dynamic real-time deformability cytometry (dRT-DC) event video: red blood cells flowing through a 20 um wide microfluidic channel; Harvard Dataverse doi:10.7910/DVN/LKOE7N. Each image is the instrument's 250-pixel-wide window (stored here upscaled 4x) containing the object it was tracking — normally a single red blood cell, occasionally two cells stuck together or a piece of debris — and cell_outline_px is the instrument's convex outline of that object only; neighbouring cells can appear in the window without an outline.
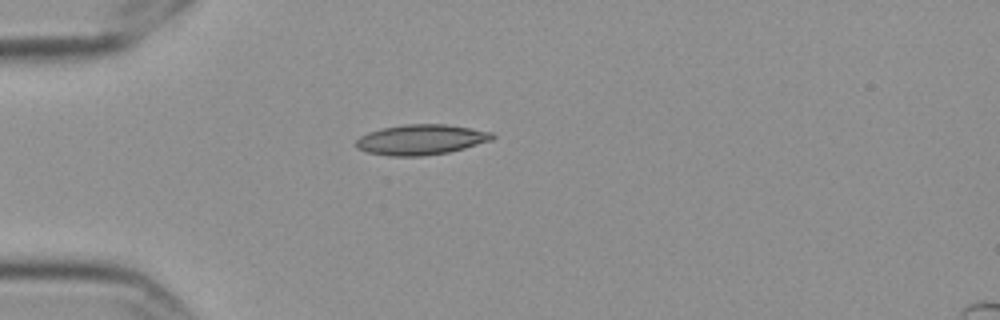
{"species": "Egyptian fruit bat (a non-hibernating species)", "species_latin": "Rousettus aegyptiacus", "temperature_condition": "cold", "stored_images_in_passage": 42, "camera_frame_rate_fps": 3000, "um_per_image_px": 0.085, "frame": {"image": 1, "passage_image": 1, "time_ms": 0.0, "image_size_px": [1000, 320], "cell_outline_px": [[496, 136], [492, 140], [464, 148], [448, 152], [420, 156], [388, 156], [368, 152], [356, 148], [356, 140], [360, 136], [368, 132], [380, 128], [404, 124], [444, 124], [472, 128], [492, 132]], "centroid_in_image_um": [35.77, 11.86], "position_along_channel_um": 49.2, "area_um2": 24.1}}
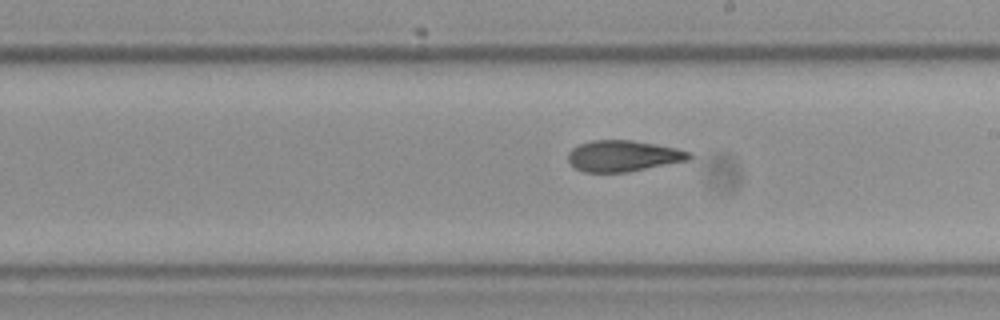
{"frame": {"image": 2, "passage_image": 18, "time_ms": 5.667, "image_size_px": [1000, 320], "cell_outline_px": [[692, 156], [688, 160], [628, 172], [584, 172], [576, 168], [568, 160], [568, 152], [572, 148], [580, 144], [592, 140], [632, 140], [656, 144], [676, 148], [692, 152]], "centroid_in_image_um": [52.98, 13.25], "position_along_channel_um": 236.0, "area_um2": 21.91}}
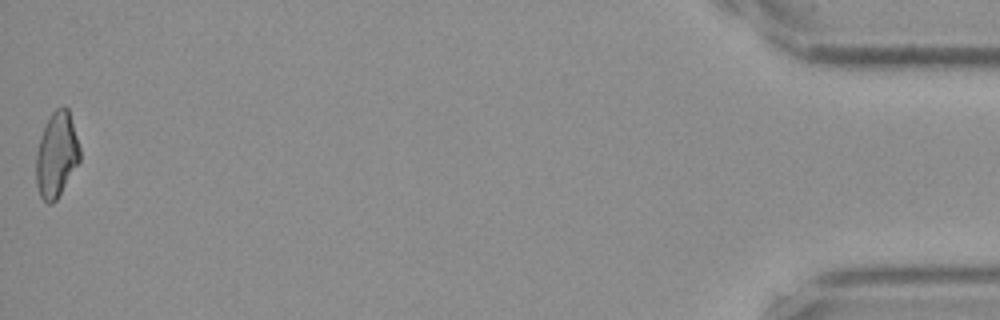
{"frame": {"image": 3, "passage_image": 42, "time_ms": 13.667, "image_size_px": [1000, 320], "cell_outline_px": [[80, 160], [56, 200], [52, 204], [48, 204], [40, 196], [36, 184], [36, 152], [40, 136], [52, 112], [56, 108], [64, 104], [68, 108], [80, 148]], "centroid_in_image_um": [4.8, 13.14], "position_along_channel_um": 430.4, "area_um2": 21.62}, "authors_computed_cell_mechanics": {"area_um2": 22.1663, "velocity_mm_per_s": 3.5666, "shape_relaxation_time_tau1_ms": null, "shape_relaxation_time_tau2_ms": 3.1982, "deformation_change_tau1": null, "deformation_change_tau2": 0.0876}}